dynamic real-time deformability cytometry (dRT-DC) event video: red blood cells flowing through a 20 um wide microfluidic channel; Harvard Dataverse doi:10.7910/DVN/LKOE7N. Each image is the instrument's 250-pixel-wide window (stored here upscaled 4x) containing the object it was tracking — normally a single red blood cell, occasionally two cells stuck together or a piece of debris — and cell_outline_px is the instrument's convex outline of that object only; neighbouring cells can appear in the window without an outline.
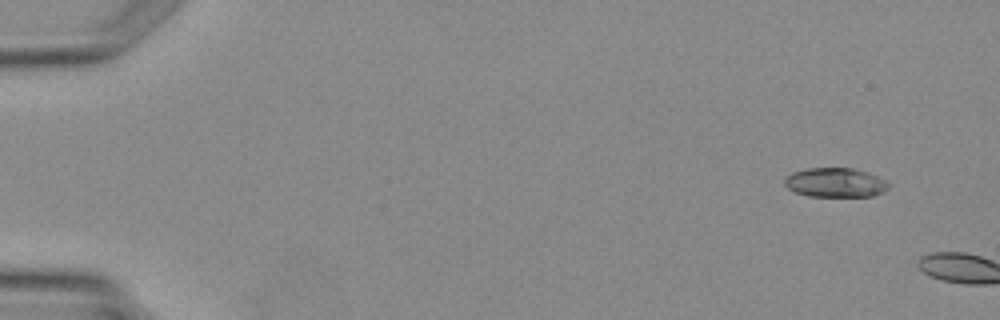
{"species": "Egyptian fruit bat (a non-hibernating species)", "species_latin": "Rousettus aegyptiacus", "temperature_condition": "warm", "stored_images_in_passage": 3, "camera_frame_rate_fps": 3000, "um_per_image_px": 0.085, "animal": {"sex": "female"}, "frame": {"image": 1, "passage_image": 1, "time_ms": 0.0, "image_size_px": [1000, 320], "cell_outline_px": [[892, 184], [888, 188], [872, 196], [808, 196], [796, 192], [788, 188], [784, 184], [784, 180], [792, 172], [808, 168], [852, 168], [868, 172], [888, 180]], "centroid_in_image_um": [71.04, 15.51], "position_along_channel_um": 14.0, "area_um2": 17.8}}